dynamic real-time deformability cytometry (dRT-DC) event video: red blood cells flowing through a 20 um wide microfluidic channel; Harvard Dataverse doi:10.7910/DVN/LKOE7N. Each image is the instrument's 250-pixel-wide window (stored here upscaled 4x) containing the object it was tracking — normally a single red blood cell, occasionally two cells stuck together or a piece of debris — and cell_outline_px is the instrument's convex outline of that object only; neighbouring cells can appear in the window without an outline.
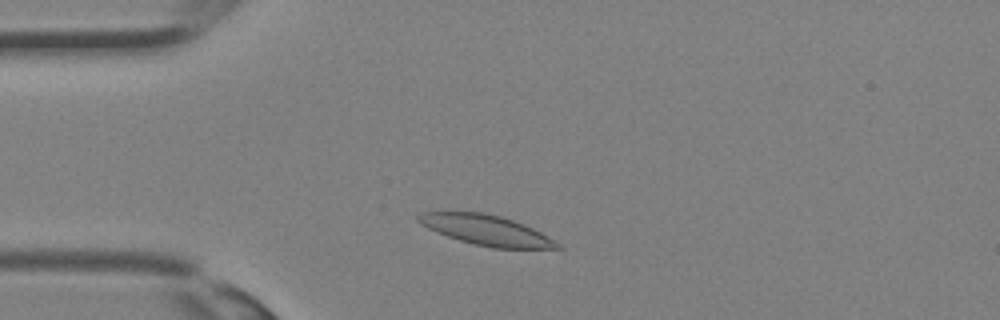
{"species": "Egyptian fruit bat (a non-hibernating species)", "species_latin": "Rousettus aegyptiacus", "temperature_condition": "room temperature", "stored_images_in_passage": 29, "camera_frame_rate_fps": 3000, "um_per_image_px": 0.085, "animal": {"sex": "female"}, "frame": {"image": 1, "passage_image": 3, "time_ms": 0.667, "image_size_px": [1000, 320], "cell_outline_px": [[564, 248], [492, 248], [460, 240], [436, 232], [420, 224], [416, 220], [416, 216], [420, 212], [480, 212], [500, 216], [524, 224], [548, 236], [560, 244]], "centroid_in_image_um": [41.31, 19.56], "position_along_channel_um": 43.7, "area_um2": 24.16}}
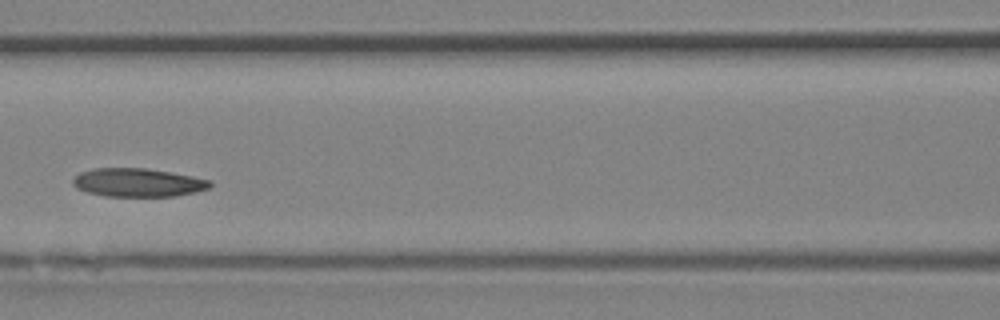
{"frame": {"image": 2, "passage_image": 10, "time_ms": 3.0, "image_size_px": [1000, 320], "cell_outline_px": [[212, 184], [208, 188], [196, 192], [176, 196], [104, 196], [88, 192], [76, 188], [72, 184], [72, 180], [80, 172], [96, 168], [144, 168], [192, 176], [212, 180]], "centroid_in_image_um": [11.72, 15.52], "position_along_channel_um": 154.9, "area_um2": 22.66}}
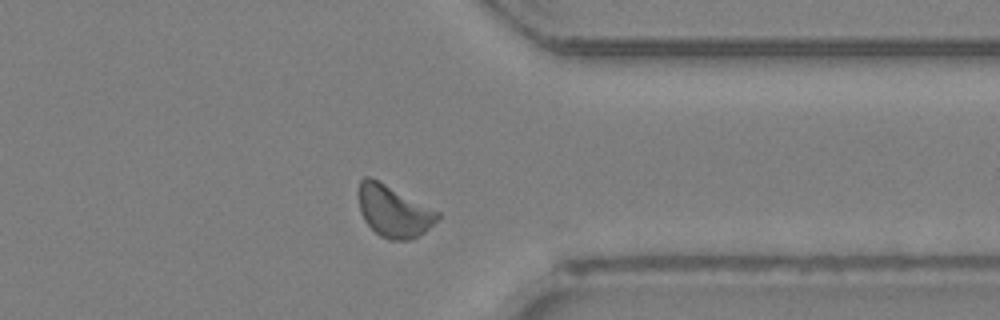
{"frame": {"image": 3, "passage_image": 22, "time_ms": 7.0, "image_size_px": [1000, 320], "cell_outline_px": [[440, 216], [424, 232], [412, 240], [388, 240], [380, 236], [364, 220], [360, 212], [356, 196], [356, 192], [360, 180], [364, 176], [372, 176], [440, 212]], "centroid_in_image_um": [33.4, 17.91], "position_along_channel_um": 378.0, "area_um2": 24.22}}